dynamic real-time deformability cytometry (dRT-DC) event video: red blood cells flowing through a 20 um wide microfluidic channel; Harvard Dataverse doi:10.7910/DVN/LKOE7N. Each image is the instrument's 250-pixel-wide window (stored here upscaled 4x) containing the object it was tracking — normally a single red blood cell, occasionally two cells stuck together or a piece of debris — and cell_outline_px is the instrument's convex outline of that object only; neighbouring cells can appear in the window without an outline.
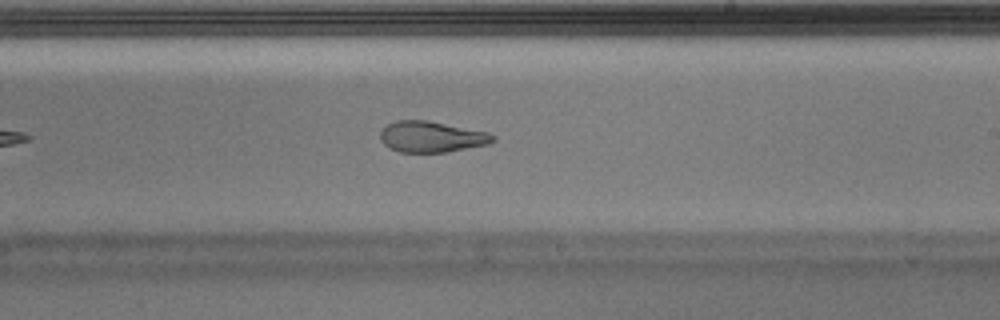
{"species": "Egyptian fruit bat (a non-hibernating species)", "species_latin": "Rousettus aegyptiacus", "temperature_condition": "warm", "stored_images_in_passage": 28, "camera_frame_rate_fps": 3000, "um_per_image_px": 0.085, "animal": {"sex": "male"}, "frame": {"image": 1, "passage_image": 13, "time_ms": 4.0, "image_size_px": [1000, 320], "cell_outline_px": [[496, 140], [488, 144], [448, 152], [400, 152], [384, 144], [380, 140], [380, 132], [388, 124], [396, 120], [428, 120], [488, 132], [496, 136]], "centroid_in_image_um": [36.7, 11.62], "position_along_channel_um": 252.3, "area_um2": 20.35}}